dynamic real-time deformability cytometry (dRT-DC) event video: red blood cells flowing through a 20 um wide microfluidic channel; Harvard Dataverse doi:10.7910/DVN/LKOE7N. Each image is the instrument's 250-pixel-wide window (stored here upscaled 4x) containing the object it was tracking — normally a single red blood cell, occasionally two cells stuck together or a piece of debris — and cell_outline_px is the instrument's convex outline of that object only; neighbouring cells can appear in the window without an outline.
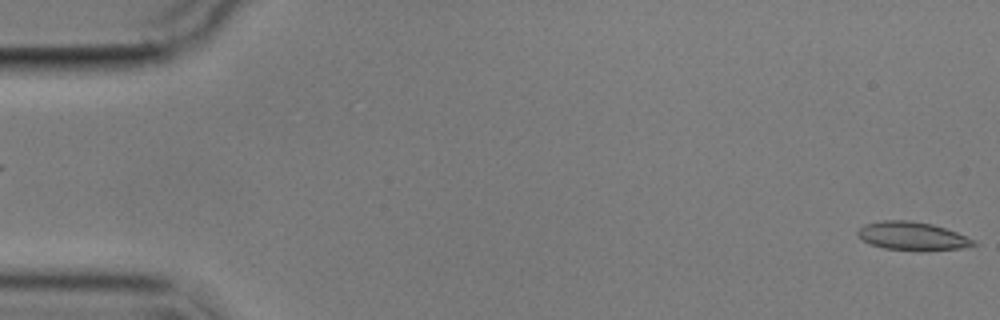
{"species": "common noctule bat (a hibernating species)", "species_latin": "Nyctalus noctula", "temperature_condition": "cold", "stored_images_in_passage": 5, "segment_of_instrument_passage": [2, 2], "camera_frame_rate_fps": 3000, "um_per_image_px": 0.085, "animal": {"sex": "male", "body_mass_g": 17.9}, "frame": {"image": 1, "passage_image": 5, "time_ms": 4.667, "image_size_px": [1000, 320], "cell_outline_px": [[976, 244], [964, 248], [920, 252], [884, 248], [872, 244], [864, 240], [856, 232], [864, 224], [880, 220], [912, 220], [932, 224], [956, 232], [976, 240]], "centroid_in_image_um": [77.58, 20.07], "position_along_channel_um": 7.4, "area_um2": 19.36}}